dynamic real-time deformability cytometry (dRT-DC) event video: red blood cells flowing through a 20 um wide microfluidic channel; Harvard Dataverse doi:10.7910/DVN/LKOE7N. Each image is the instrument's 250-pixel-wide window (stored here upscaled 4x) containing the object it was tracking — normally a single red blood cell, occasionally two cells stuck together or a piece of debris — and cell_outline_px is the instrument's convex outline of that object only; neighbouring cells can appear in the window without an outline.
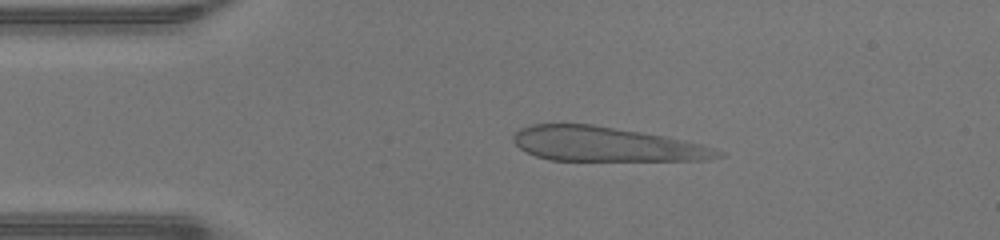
{"species": "human", "species_latin": "Homo sapiens", "temperature_condition": "warm", "stored_images_in_passage": 46, "camera_frame_rate_fps": 3000, "um_per_image_px": 0.085, "donor": {"sex": "male"}, "frame": {"image": 1, "passage_image": 9, "time_ms": 2.667, "image_size_px": [1000, 240], "cell_outline_px": [[724, 156], [708, 160], [548, 160], [536, 156], [520, 148], [512, 140], [512, 136], [520, 128], [532, 124], [592, 124], [664, 136], [704, 144], [724, 152]], "centroid_in_image_um": [51.53, 12.26], "position_along_channel_um": 33.5, "area_um2": 41.04}}
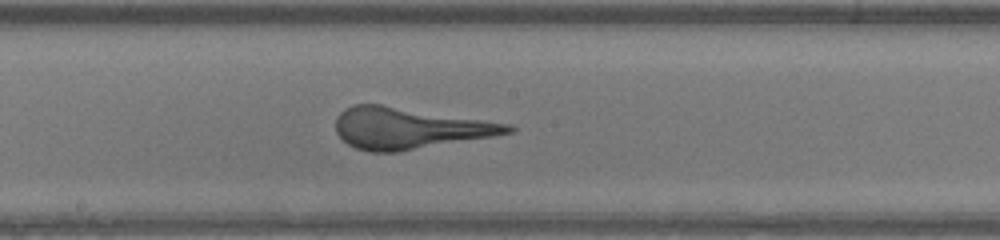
{"frame": {"image": 2, "passage_image": 24, "time_ms": 7.667, "image_size_px": [1000, 240], "cell_outline_px": [[516, 128], [512, 132], [492, 136], [400, 152], [368, 152], [356, 148], [348, 144], [336, 132], [336, 116], [344, 108], [352, 104], [380, 104], [512, 124]], "centroid_in_image_um": [34.75, 10.9], "position_along_channel_um": 213.4, "area_um2": 41.38}}
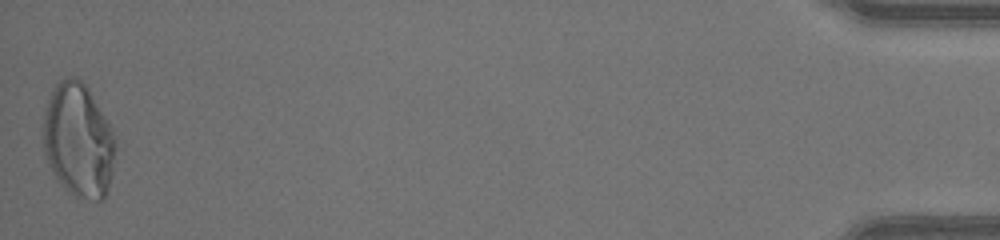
{"frame": {"image": 3, "passage_image": 46, "time_ms": 15.0, "image_size_px": [1000, 240], "cell_outline_px": [[124, 144], [104, 200], [96, 200], [76, 196], [60, 184], [48, 164], [44, 156], [44, 112], [52, 88], [60, 80], [72, 76], [76, 76], [84, 84]], "centroid_in_image_um": [6.78, 11.96], "position_along_channel_um": 428.4, "area_um2": 49.53}}